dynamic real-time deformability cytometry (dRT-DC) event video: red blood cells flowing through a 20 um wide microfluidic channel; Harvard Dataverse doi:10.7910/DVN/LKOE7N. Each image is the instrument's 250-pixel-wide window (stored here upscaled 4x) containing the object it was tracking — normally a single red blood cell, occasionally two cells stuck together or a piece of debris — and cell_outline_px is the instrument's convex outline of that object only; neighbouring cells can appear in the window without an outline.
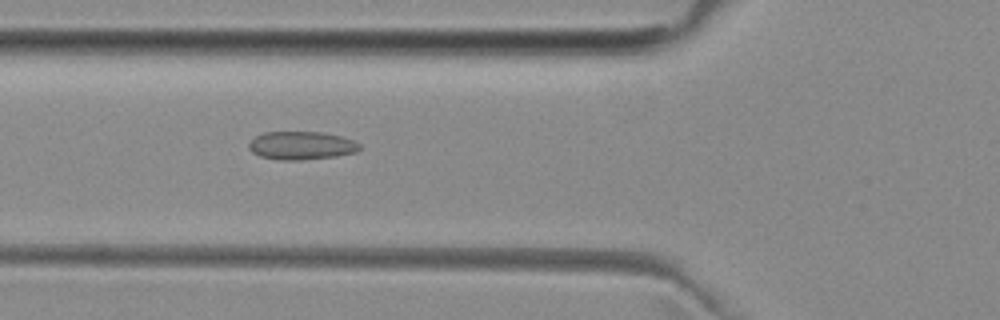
{"species": "common noctule bat (a hibernating species)", "species_latin": "Nyctalus noctula", "temperature_condition": "room temperature", "stored_images_in_passage": 2, "camera_frame_rate_fps": 3000, "um_per_image_px": 0.085, "animal": {"sex": "female", "body_mass_g": 29.2, "forearm_length_mm": 56.3}, "frame": {"image": 1, "passage_image": 2, "time_ms": 1.0, "image_size_px": [1000, 320], "cell_outline_px": [[360, 148], [356, 152], [336, 156], [300, 160], [280, 160], [260, 156], [252, 152], [248, 148], [248, 144], [256, 136], [264, 132], [320, 132], [340, 136], [352, 140], [360, 144]], "centroid_in_image_um": [25.6, 12.37], "position_along_channel_um": 100.2, "area_um2": 18.09}}